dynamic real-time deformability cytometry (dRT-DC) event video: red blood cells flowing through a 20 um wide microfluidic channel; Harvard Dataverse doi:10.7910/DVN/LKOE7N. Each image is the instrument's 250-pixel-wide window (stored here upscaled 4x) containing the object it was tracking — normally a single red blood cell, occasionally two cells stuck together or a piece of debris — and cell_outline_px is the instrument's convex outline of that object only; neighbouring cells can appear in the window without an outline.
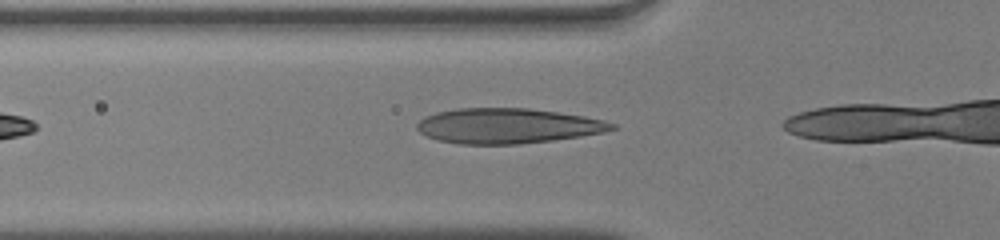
{"species": "human", "species_latin": "Homo sapiens", "temperature_condition": "warm", "stored_images_in_passage": 6, "camera_frame_rate_fps": 3000, "um_per_image_px": 0.085, "donor": {"sex": "male"}, "frame": {"image": 1, "passage_image": 2, "time_ms": 0.333, "image_size_px": [1000, 240], "cell_outline_px": [[616, 128], [604, 132], [580, 136], [552, 140], [516, 144], [456, 144], [436, 140], [420, 132], [416, 128], [416, 124], [424, 116], [436, 112], [456, 108], [528, 108], [584, 116], [604, 120], [616, 124]], "centroid_in_image_um": [43.11, 10.7], "position_along_channel_um": 82.7, "area_um2": 39.94}}
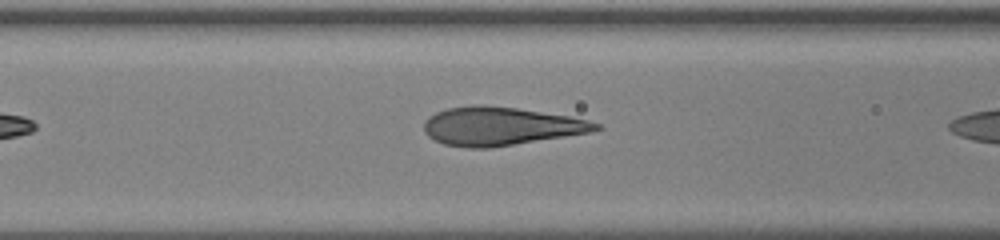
{"frame": {"image": 2, "passage_image": 5, "time_ms": 1.333, "image_size_px": [1000, 240], "cell_outline_px": [[604, 128], [592, 132], [488, 148], [468, 148], [444, 144], [428, 136], [424, 132], [424, 120], [428, 116], [436, 112], [448, 108], [472, 104], [484, 104], [516, 108], [568, 116], [588, 120], [600, 124]], "centroid_in_image_um": [42.53, 10.72], "position_along_channel_um": 124.1, "area_um2": 38.44}}